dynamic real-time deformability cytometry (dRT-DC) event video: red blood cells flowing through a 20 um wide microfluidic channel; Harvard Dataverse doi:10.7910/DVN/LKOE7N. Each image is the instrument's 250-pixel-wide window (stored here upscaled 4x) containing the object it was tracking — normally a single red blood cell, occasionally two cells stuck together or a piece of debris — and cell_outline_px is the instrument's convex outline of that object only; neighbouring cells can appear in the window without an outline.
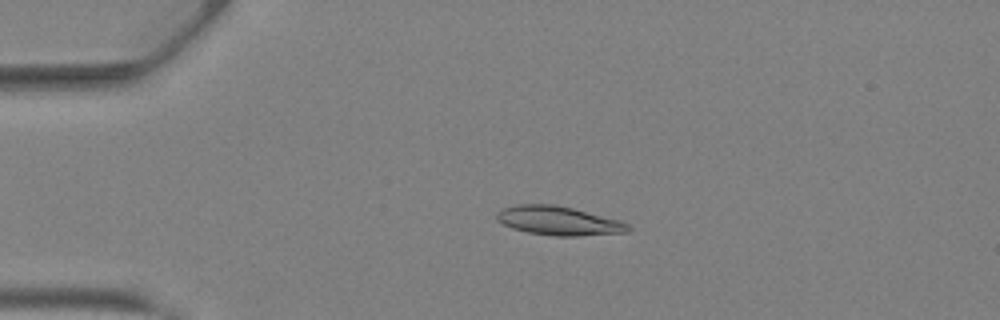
{"species": "Egyptian fruit bat (a non-hibernating species)", "species_latin": "Rousettus aegyptiacus", "temperature_condition": "warm", "stored_images_in_passage": 35, "camera_frame_rate_fps": 3000, "um_per_image_px": 0.085, "animal": {"sex": "female"}, "frame": {"image": 1, "passage_image": 3, "time_ms": 0.667, "image_size_px": [1000, 320], "cell_outline_px": [[632, 228], [628, 232], [580, 236], [556, 236], [528, 232], [512, 228], [496, 220], [496, 212], [504, 208], [516, 204], [552, 204], [572, 208], [620, 220], [628, 224]], "centroid_in_image_um": [47.48, 18.76], "position_along_channel_um": 37.5, "area_um2": 22.14}}
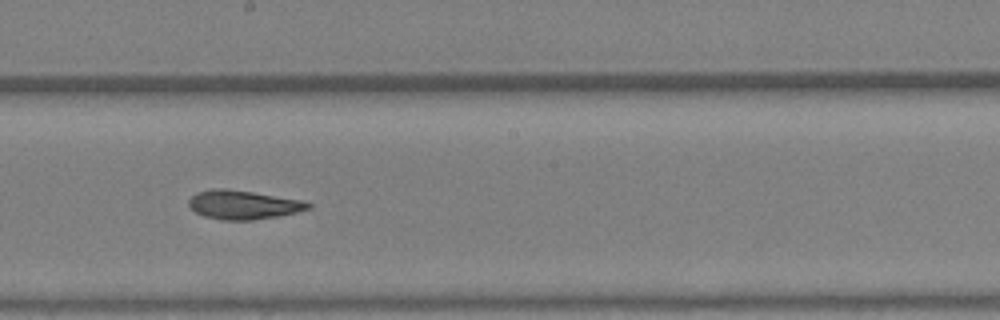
{"frame": {"image": 2, "passage_image": 17, "time_ms": 5.333, "image_size_px": [1000, 320], "cell_outline_px": [[312, 208], [280, 216], [252, 220], [220, 220], [204, 216], [196, 212], [188, 204], [188, 200], [196, 192], [212, 188], [224, 188], [252, 192], [304, 200], [312, 204]], "centroid_in_image_um": [20.69, 17.4], "position_along_channel_um": 227.5, "area_um2": 20.23}}
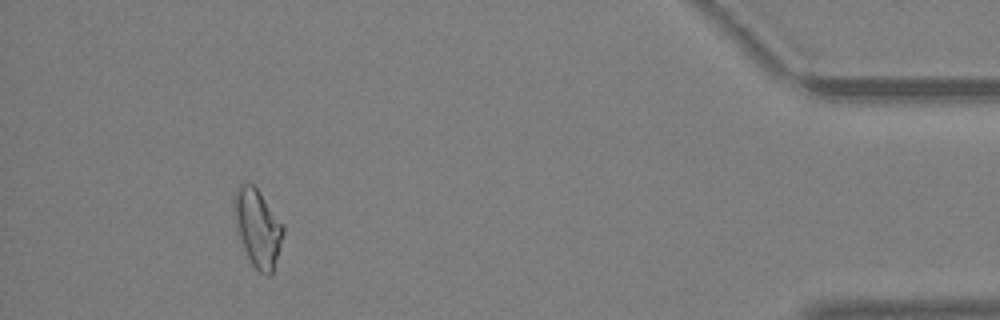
{"frame": {"image": 3, "passage_image": 32, "time_ms": 10.333, "image_size_px": [1000, 320], "cell_outline_px": [[284, 232], [272, 272], [268, 276], [260, 272], [252, 264], [244, 248], [240, 236], [232, 208], [232, 200], [236, 188], [240, 184], [252, 184], [260, 192], [284, 224]], "centroid_in_image_um": [21.9, 19.32], "position_along_channel_um": 413.3, "area_um2": 21.85}, "authors_computed_cell_mechanics": {"area_um2": 20.1722, "velocity_mm_per_s": 4.9347, "shape_relaxation_time_tau1_ms": 9.1458, "shape_relaxation_time_tau2_ms": 2.7653, "deformation_change_tau1": 0.2551, "deformation_change_tau2": 0.1148}}